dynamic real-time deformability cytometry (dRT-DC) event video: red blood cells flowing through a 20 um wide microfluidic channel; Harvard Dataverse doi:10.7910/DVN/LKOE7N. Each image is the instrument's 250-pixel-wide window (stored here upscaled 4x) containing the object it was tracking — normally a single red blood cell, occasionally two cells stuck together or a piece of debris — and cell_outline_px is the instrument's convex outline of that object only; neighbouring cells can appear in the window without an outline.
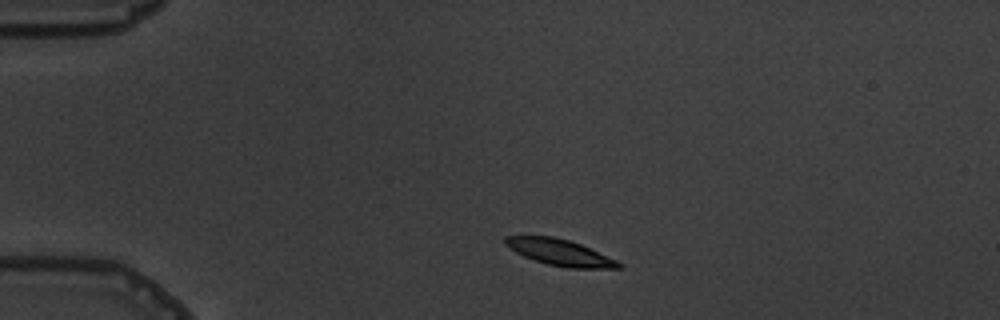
{"species": "common noctule bat (a hibernating species)", "species_latin": "Nyctalus noctula", "temperature_condition": "warm", "stored_images_in_passage": 4, "camera_frame_rate_fps": 3000, "um_per_image_px": 0.085, "animal": {"sex": "male", "body_mass_g": 19.5, "forearm_length_mm": 54.6}, "frame": {"image": 1, "passage_image": 2, "time_ms": 1.0, "image_size_px": [1000, 320], "cell_outline_px": [[624, 264], [620, 268], [564, 268], [548, 264], [524, 256], [516, 252], [504, 244], [504, 236], [552, 236], [568, 240], [580, 244], [616, 260]], "centroid_in_image_um": [47.58, 21.46], "position_along_channel_um": 37.4, "area_um2": 17.11}}